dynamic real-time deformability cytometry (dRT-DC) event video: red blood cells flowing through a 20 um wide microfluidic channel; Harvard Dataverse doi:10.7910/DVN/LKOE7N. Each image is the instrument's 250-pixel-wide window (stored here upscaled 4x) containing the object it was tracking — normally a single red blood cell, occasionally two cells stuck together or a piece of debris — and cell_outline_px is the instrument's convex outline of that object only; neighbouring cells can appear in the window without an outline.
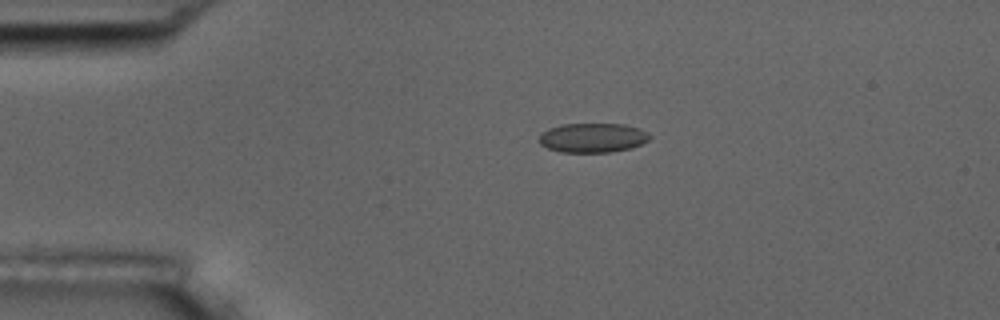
{"species": "common noctule bat (a hibernating species)", "species_latin": "Nyctalus noctula", "temperature_condition": "room temperature", "stored_images_in_passage": 5, "camera_frame_rate_fps": 3000, "um_per_image_px": 0.085, "animal": {"sex": "male", "body_mass_g": 17.5, "forearm_length_mm": 52.3}, "frame": {"image": 1, "passage_image": 4, "time_ms": 3.667, "image_size_px": [1000, 320], "cell_outline_px": [[652, 136], [648, 140], [632, 148], [612, 152], [560, 152], [548, 148], [540, 144], [540, 132], [548, 128], [560, 124], [624, 124], [640, 128], [648, 132]], "centroid_in_image_um": [50.38, 11.7], "position_along_channel_um": 34.6, "area_um2": 19.13}}